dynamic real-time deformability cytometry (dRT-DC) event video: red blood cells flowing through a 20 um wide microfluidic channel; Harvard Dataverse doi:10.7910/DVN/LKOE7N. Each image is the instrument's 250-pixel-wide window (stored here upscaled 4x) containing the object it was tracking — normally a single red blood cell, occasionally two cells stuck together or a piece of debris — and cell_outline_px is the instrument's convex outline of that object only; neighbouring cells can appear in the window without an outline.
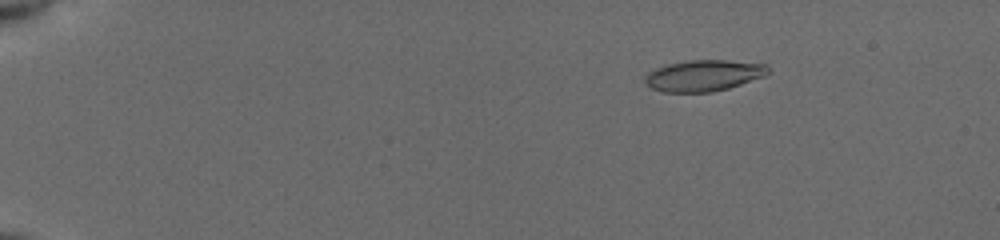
{"species": "common noctule bat (a hibernating species)", "species_latin": "Nyctalus noctula", "temperature_condition": "cold", "stored_images_in_passage": 55, "camera_frame_rate_fps": 3000, "um_per_image_px": 0.085, "animal": {"sex": "female", "body_mass_g": 19.5, "forearm_length_mm": 54.1}, "frame": {"image": 1, "passage_image": 10, "time_ms": 3.0, "image_size_px": [1000, 240], "cell_outline_px": [[772, 72], [764, 76], [728, 88], [712, 92], [664, 92], [652, 88], [644, 84], [644, 76], [648, 72], [656, 68], [668, 64], [688, 60], [724, 60], [768, 64]], "centroid_in_image_um": [59.82, 6.42], "position_along_channel_um": 25.2, "area_um2": 22.54}}
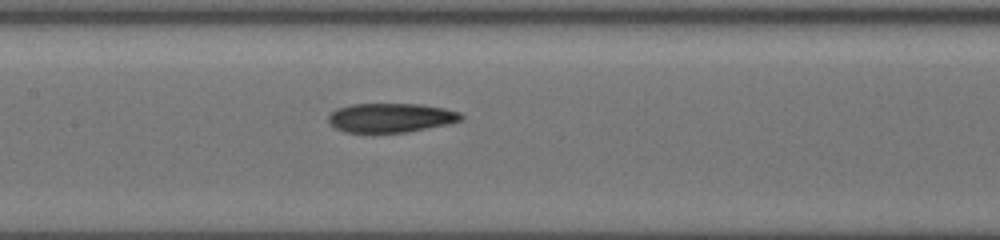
{"frame": {"image": 2, "passage_image": 30, "time_ms": 9.667, "image_size_px": [1000, 240], "cell_outline_px": [[464, 116], [460, 120], [448, 124], [408, 132], [344, 132], [336, 128], [328, 120], [328, 116], [336, 108], [352, 104], [420, 104], [444, 108], [460, 112]], "centroid_in_image_um": [33.22, 10.0], "position_along_channel_um": 174.2, "area_um2": 22.48}}
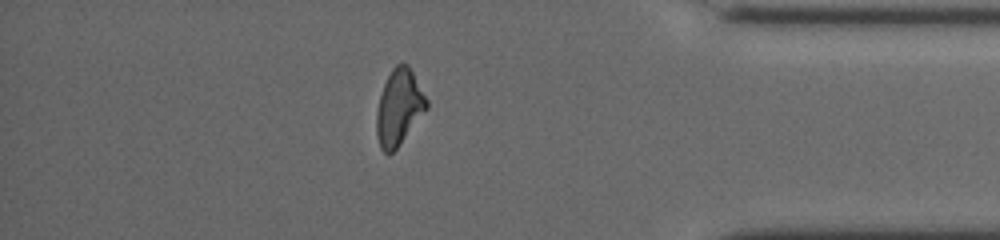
{"frame": {"image": 3, "passage_image": 49, "time_ms": 16.0, "image_size_px": [1000, 240], "cell_outline_px": [[428, 108], [396, 148], [388, 156], [380, 148], [376, 136], [376, 112], [380, 96], [384, 84], [392, 68], [396, 64], [408, 64], [428, 100]], "centroid_in_image_um": [33.9, 9.14], "position_along_channel_um": 401.3, "area_um2": 21.96}, "authors_computed_cell_mechanics": {"area_um2": 22.3686, "velocity_mm_per_s": 3.9499, "shape_relaxation_time_tau1_ms": null, "shape_relaxation_time_tau2_ms": 2.7306, "deformation_change_tau1": null, "deformation_change_tau2": 0.1031}}